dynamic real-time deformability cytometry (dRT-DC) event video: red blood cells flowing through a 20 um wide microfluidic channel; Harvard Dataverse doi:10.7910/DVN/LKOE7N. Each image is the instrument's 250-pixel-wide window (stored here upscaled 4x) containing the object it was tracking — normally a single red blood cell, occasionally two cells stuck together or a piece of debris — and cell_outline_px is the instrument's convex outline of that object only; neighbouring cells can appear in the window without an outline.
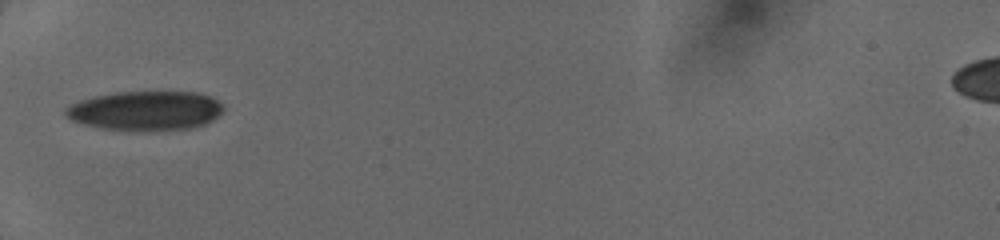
{"species": "human", "species_latin": "Homo sapiens", "temperature_condition": "cold", "stored_images_in_passage": 36, "camera_frame_rate_fps": 3000, "um_per_image_px": 0.085, "donor": {"sex": "female"}, "frame": {"image": 1, "passage_image": 1, "time_ms": 0.0, "image_size_px": [1000, 240], "cell_outline_px": [[224, 112], [212, 120], [204, 124], [192, 128], [144, 132], [100, 128], [84, 124], [72, 120], [64, 116], [64, 108], [80, 100], [92, 96], [116, 92], [200, 92], [212, 96], [224, 104]], "centroid_in_image_um": [12.39, 9.42], "position_along_channel_um": 72.6, "area_um2": 36.93}}
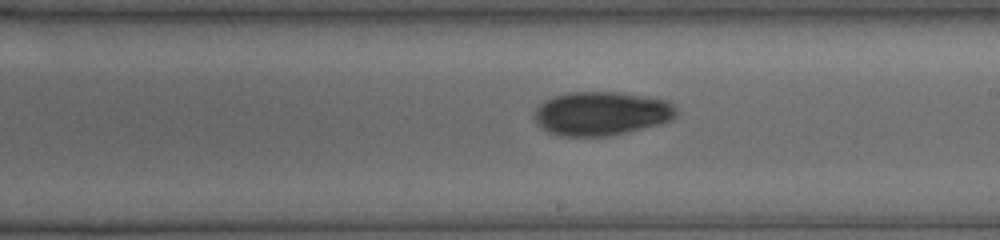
{"frame": {"image": 2, "passage_image": 22, "time_ms": 4.0, "image_size_px": [1000, 240], "cell_outline_px": [[680, 116], [672, 120], [660, 124], [628, 132], [608, 136], [560, 136], [548, 132], [540, 128], [536, 124], [532, 116], [532, 112], [544, 100], [568, 92], [620, 92], [668, 100], [680, 112]], "centroid_in_image_um": [51.12, 9.65], "position_along_channel_um": 237.9, "area_um2": 36.88}}
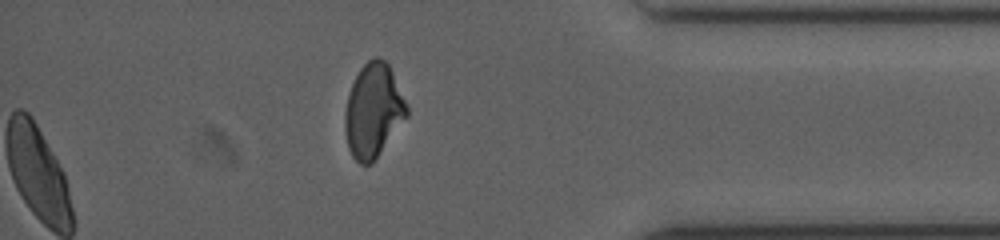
{"frame": {"image": 3, "passage_image": 33, "time_ms": 8.333, "image_size_px": [1000, 240], "cell_outline_px": [[408, 116], [372, 164], [360, 164], [352, 156], [348, 148], [344, 128], [344, 112], [348, 92], [360, 68], [372, 56], [380, 56], [388, 64], [392, 72], [408, 108]], "centroid_in_image_um": [31.71, 9.41], "position_along_channel_um": 403.5, "area_um2": 33.93}}